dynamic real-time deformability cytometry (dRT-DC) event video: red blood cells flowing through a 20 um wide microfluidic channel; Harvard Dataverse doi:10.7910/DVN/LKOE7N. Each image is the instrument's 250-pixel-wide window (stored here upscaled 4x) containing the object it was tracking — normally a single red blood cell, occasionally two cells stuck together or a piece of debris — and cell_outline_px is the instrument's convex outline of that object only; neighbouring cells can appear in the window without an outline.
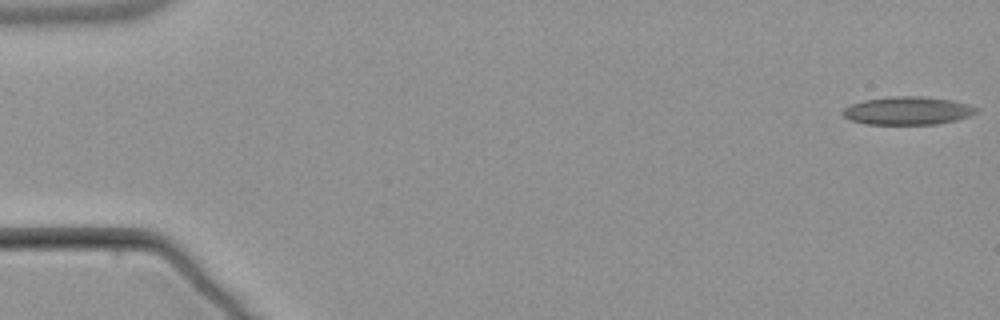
{"species": "common noctule bat (a hibernating species)", "species_latin": "Nyctalus noctula", "temperature_condition": "warm", "stored_images_in_passage": 2, "camera_frame_rate_fps": 3000, "um_per_image_px": 0.085, "animal": {"sex": "male", "body_mass_g": 21.5, "forearm_length_mm": 52.0}, "frame": {"image": 1, "passage_image": 1, "time_ms": 0.0, "image_size_px": [1000, 320], "cell_outline_px": [[980, 108], [976, 112], [968, 116], [956, 120], [936, 124], [864, 124], [848, 120], [840, 112], [844, 108], [852, 104], [864, 100], [892, 96], [920, 96], [952, 100], [968, 104]], "centroid_in_image_um": [77.12, 9.41], "position_along_channel_um": 7.9, "area_um2": 21.91}}